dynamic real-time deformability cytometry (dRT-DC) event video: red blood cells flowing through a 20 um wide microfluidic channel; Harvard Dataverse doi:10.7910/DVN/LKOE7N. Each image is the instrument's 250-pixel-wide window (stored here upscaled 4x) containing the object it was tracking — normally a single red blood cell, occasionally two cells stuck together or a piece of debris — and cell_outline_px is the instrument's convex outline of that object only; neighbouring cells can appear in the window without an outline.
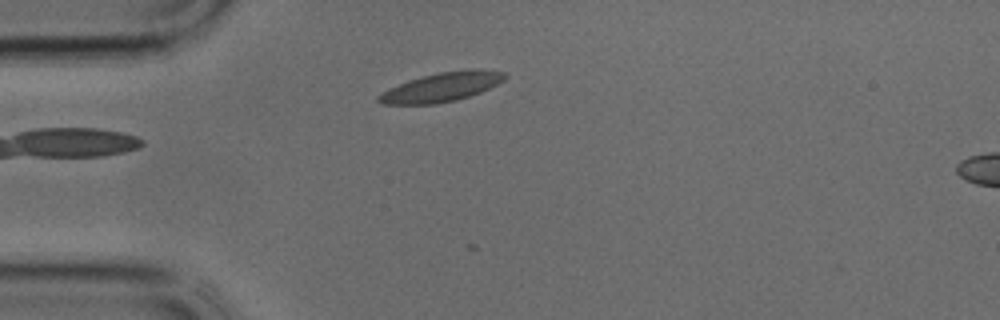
{"species": "common noctule bat (a hibernating species)", "species_latin": "Nyctalus noctula", "temperature_condition": "cold", "stored_images_in_passage": 15, "camera_frame_rate_fps": 3000, "um_per_image_px": 0.085, "animal": {"sex": "male", "body_mass_g": 17.9, "forearm_length_mm": 54.2}, "frame": {"image": 1, "passage_image": 1, "time_ms": 0.0, "image_size_px": [1000, 320], "cell_outline_px": [[508, 76], [504, 80], [480, 92], [456, 100], [436, 104], [380, 104], [376, 100], [376, 96], [388, 88], [408, 80], [440, 72], [472, 68], [476, 68], [504, 72]], "centroid_in_image_um": [37.51, 7.4], "position_along_channel_um": 47.5, "area_um2": 21.44}}
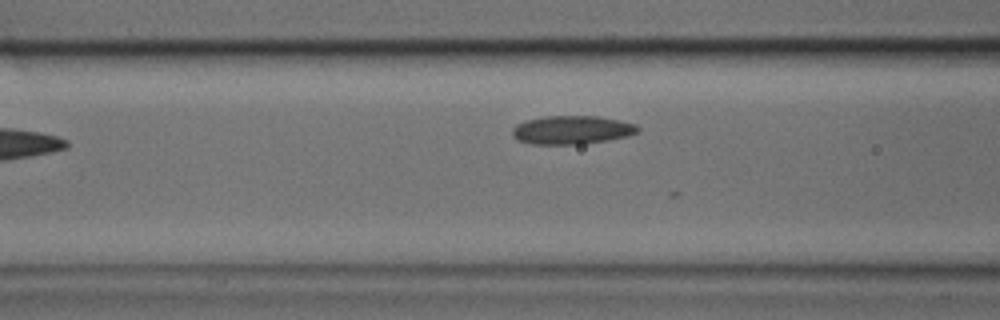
{"frame": {"image": 2, "passage_image": 6, "time_ms": 1.667, "image_size_px": [1000, 320], "cell_outline_px": [[640, 132], [628, 136], [580, 144], [532, 144], [516, 140], [512, 136], [512, 128], [516, 124], [528, 120], [544, 116], [600, 116], [620, 120], [636, 124], [640, 128]], "centroid_in_image_um": [48.61, 11.04], "position_along_channel_um": 118.0, "area_um2": 20.92}}
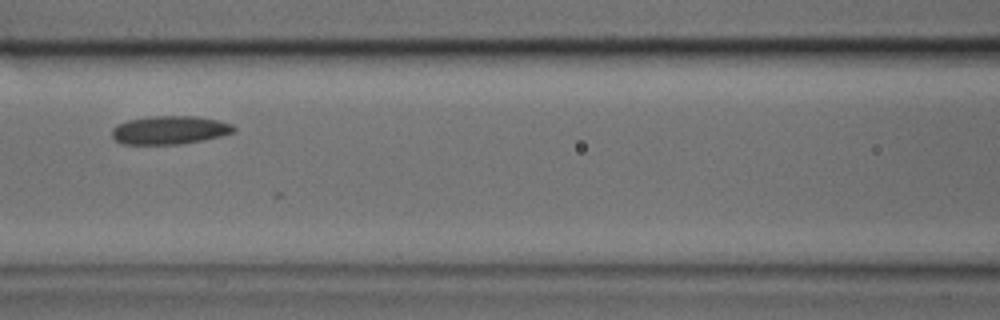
{"frame": {"image": 3, "passage_image": 8, "time_ms": 2.333, "image_size_px": [1000, 320], "cell_outline_px": [[236, 128], [232, 132], [220, 136], [180, 144], [120, 144], [112, 136], [112, 128], [128, 120], [148, 116], [196, 116], [216, 120], [232, 124]], "centroid_in_image_um": [14.39, 11.05], "position_along_channel_um": 152.2, "area_um2": 19.94}}